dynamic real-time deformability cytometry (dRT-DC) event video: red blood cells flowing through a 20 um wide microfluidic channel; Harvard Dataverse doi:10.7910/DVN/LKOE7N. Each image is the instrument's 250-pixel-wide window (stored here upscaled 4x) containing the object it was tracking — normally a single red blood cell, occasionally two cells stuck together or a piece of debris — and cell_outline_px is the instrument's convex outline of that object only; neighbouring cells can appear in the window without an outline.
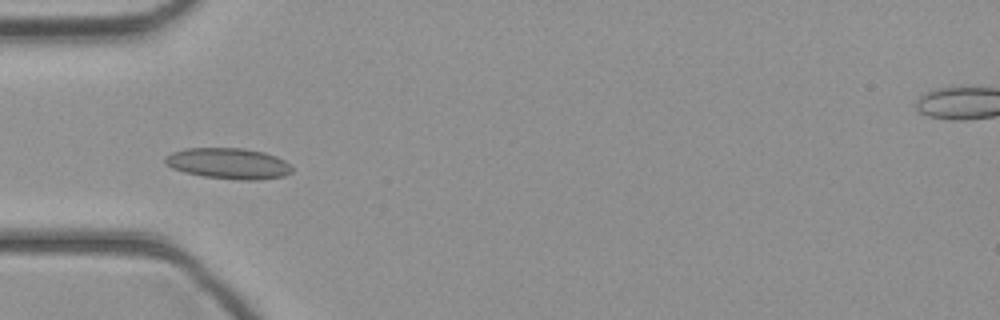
{"species": "common noctule bat (a hibernating species)", "species_latin": "Nyctalus noctula", "temperature_condition": "cold", "stored_images_in_passage": 44, "camera_frame_rate_fps": 3000, "um_per_image_px": 0.085, "animal": {"sex": "female", "body_mass_g": 21.9}, "frame": {"image": 1, "passage_image": 14, "time_ms": 4.333, "image_size_px": [1000, 320], "cell_outline_px": [[292, 172], [284, 176], [256, 180], [240, 180], [204, 176], [184, 172], [172, 168], [164, 160], [164, 156], [172, 152], [184, 148], [244, 148], [264, 152], [276, 156], [284, 160], [292, 168]], "centroid_in_image_um": [19.42, 13.89], "position_along_channel_um": 65.6, "area_um2": 22.83}}
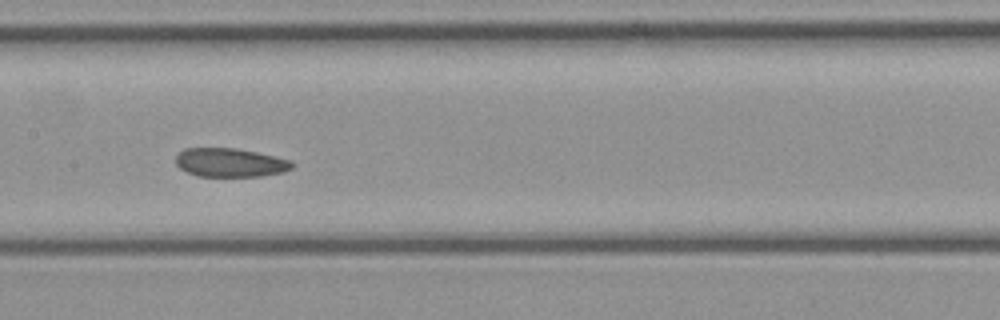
{"frame": {"image": 2, "passage_image": 22, "time_ms": 7.0, "image_size_px": [1000, 320], "cell_outline_px": [[296, 164], [292, 168], [284, 172], [260, 176], [200, 176], [188, 172], [180, 168], [176, 164], [176, 156], [184, 148], [236, 148], [256, 152], [292, 160]], "centroid_in_image_um": [19.6, 13.81], "position_along_channel_um": 187.8, "area_um2": 19.48}}
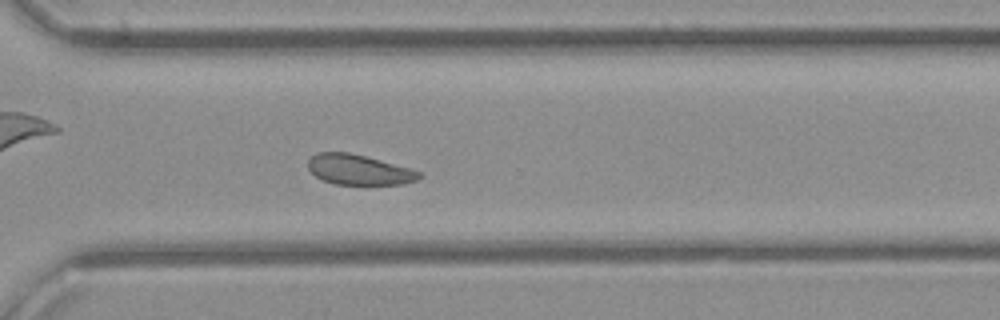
{"frame": {"image": 3, "passage_image": 32, "time_ms": 10.333, "image_size_px": [1000, 320], "cell_outline_px": [[424, 176], [416, 180], [404, 184], [332, 184], [316, 176], [308, 168], [308, 160], [316, 152], [348, 152], [364, 156], [424, 172]], "centroid_in_image_um": [30.52, 14.43], "position_along_channel_um": 340.1, "area_um2": 19.48}}